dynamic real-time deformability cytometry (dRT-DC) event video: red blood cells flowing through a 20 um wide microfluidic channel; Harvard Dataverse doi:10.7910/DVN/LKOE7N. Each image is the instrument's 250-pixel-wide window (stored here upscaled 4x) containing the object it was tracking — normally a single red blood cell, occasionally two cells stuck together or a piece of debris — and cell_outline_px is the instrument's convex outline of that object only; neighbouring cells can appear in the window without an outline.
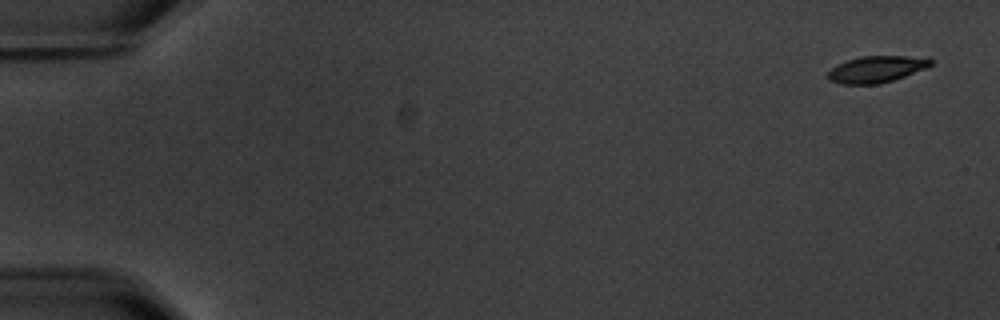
{"species": "common noctule bat (a hibernating species)", "species_latin": "Nyctalus noctula", "temperature_condition": "warm", "stored_images_in_passage": 9, "camera_frame_rate_fps": 3000, "um_per_image_px": 0.085, "animal": {"sex": "male", "body_mass_g": 20.1, "forearm_length_mm": 53.5}, "frame": {"image": 1, "passage_image": 1, "time_ms": 0.0, "image_size_px": [1000, 320], "cell_outline_px": [[932, 64], [924, 68], [904, 76], [880, 84], [840, 84], [828, 80], [828, 72], [832, 68], [848, 60], [860, 56], [928, 56], [932, 60]], "centroid_in_image_um": [74.51, 5.87], "position_along_channel_um": 10.5, "area_um2": 15.84}}
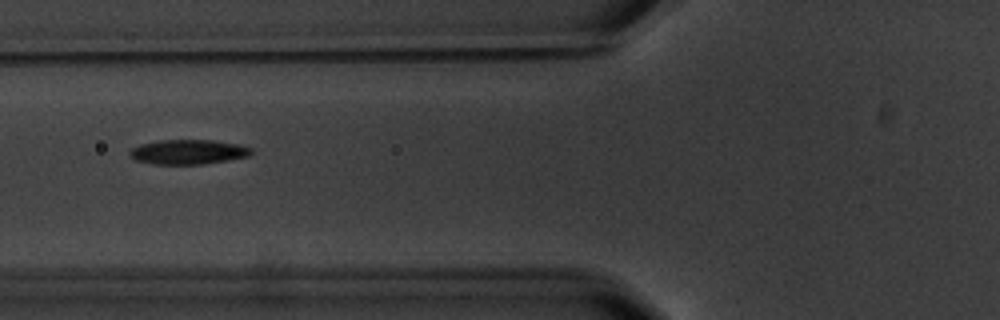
{"frame": {"image": 2, "passage_image": 7, "time_ms": 7.0, "image_size_px": [1000, 320], "cell_outline_px": [[252, 152], [248, 156], [228, 160], [204, 164], [152, 164], [136, 160], [128, 152], [132, 148], [140, 144], [160, 140], [212, 140], [240, 144], [252, 148]], "centroid_in_image_um": [16.01, 12.91], "position_along_channel_um": 109.8, "area_um2": 17.46}}
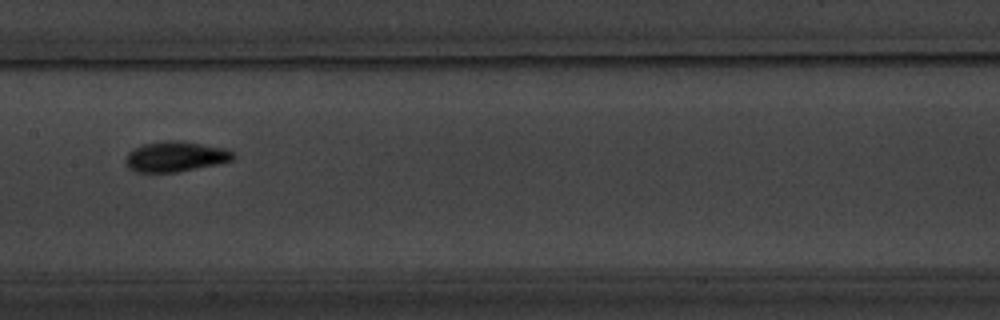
{"frame": {"image": 3, "passage_image": 9, "time_ms": 9.333, "image_size_px": [1000, 320], "cell_outline_px": [[236, 156], [232, 160], [216, 164], [176, 172], [136, 172], [128, 168], [124, 160], [128, 152], [144, 144], [164, 140], [180, 140], [224, 148], [236, 152]], "centroid_in_image_um": [14.91, 13.3], "position_along_channel_um": 192.5, "area_um2": 19.02}}